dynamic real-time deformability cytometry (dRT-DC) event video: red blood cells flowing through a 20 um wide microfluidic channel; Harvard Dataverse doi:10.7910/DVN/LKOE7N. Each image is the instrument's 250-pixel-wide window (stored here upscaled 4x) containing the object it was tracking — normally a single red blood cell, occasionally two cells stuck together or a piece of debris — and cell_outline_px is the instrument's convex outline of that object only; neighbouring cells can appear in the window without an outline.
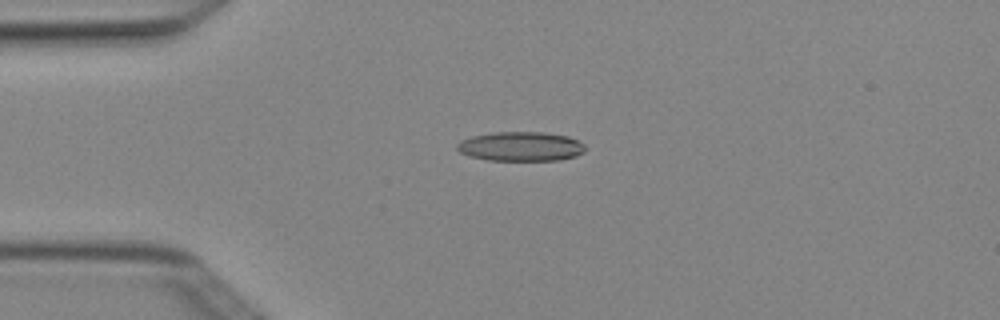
{"species": "Egyptian fruit bat (a non-hibernating species)", "species_latin": "Rousettus aegyptiacus", "temperature_condition": "cold", "stored_images_in_passage": 5, "camera_frame_rate_fps": 3000, "um_per_image_px": 0.085, "animal": {"sex": "female"}, "frame": {"image": 1, "passage_image": 3, "time_ms": 0.667, "image_size_px": [1000, 320], "cell_outline_px": [[584, 152], [576, 156], [560, 160], [488, 160], [468, 156], [460, 152], [456, 148], [456, 144], [460, 140], [472, 136], [492, 132], [544, 132], [568, 136], [584, 144]], "centroid_in_image_um": [44.24, 12.44], "position_along_channel_um": 40.8, "area_um2": 22.02}}
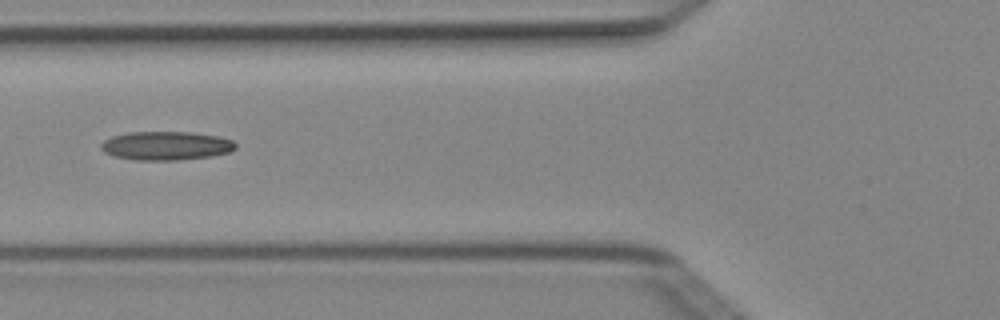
{"frame": {"image": 2, "passage_image": 5, "time_ms": 1.333, "image_size_px": [1000, 320], "cell_outline_px": [[236, 148], [228, 152], [212, 156], [176, 160], [136, 160], [112, 156], [104, 152], [100, 148], [100, 144], [104, 140], [112, 136], [128, 132], [192, 132], [216, 136], [232, 140], [236, 144]], "centroid_in_image_um": [14.07, 12.39], "position_along_channel_um": 111.7, "area_um2": 22.54}}